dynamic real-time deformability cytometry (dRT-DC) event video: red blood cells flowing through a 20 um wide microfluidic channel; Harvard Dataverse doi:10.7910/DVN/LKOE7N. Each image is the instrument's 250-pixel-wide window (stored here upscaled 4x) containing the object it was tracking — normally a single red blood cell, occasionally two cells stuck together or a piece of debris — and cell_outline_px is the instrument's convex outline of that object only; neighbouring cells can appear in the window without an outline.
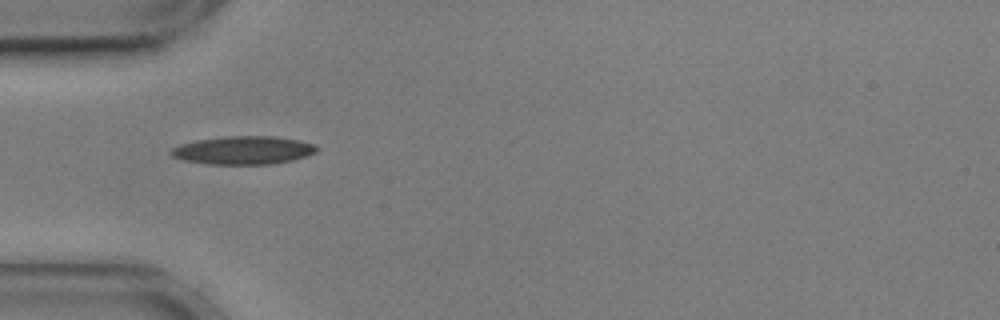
{"species": "common noctule bat (a hibernating species)", "species_latin": "Nyctalus noctula", "temperature_condition": "cold", "stored_images_in_passage": 24, "camera_frame_rate_fps": 3000, "um_per_image_px": 0.085, "animal": {"sex": "male", "body_mass_g": 17.9, "forearm_length_mm": 54.2}, "frame": {"image": 1, "passage_image": 1, "time_ms": 0.0, "image_size_px": [1000, 320], "cell_outline_px": [[320, 148], [316, 152], [292, 160], [272, 164], [204, 164], [184, 160], [172, 156], [168, 152], [172, 148], [180, 144], [196, 140], [224, 136], [272, 136], [300, 140], [316, 144]], "centroid_in_image_um": [20.68, 12.76], "position_along_channel_um": 64.3, "area_um2": 24.1}}